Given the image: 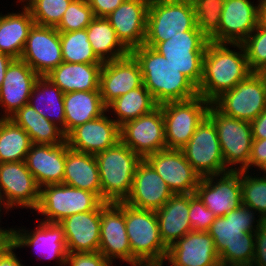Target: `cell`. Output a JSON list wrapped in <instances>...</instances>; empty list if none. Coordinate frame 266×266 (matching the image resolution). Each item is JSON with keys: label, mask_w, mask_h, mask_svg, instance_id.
Returning <instances> with one entry per match:
<instances>
[{"label": "cell", "mask_w": 266, "mask_h": 266, "mask_svg": "<svg viewBox=\"0 0 266 266\" xmlns=\"http://www.w3.org/2000/svg\"><path fill=\"white\" fill-rule=\"evenodd\" d=\"M18 1L21 3L23 2V6H26L31 0H18Z\"/></svg>", "instance_id": "cell-58"}, {"label": "cell", "mask_w": 266, "mask_h": 266, "mask_svg": "<svg viewBox=\"0 0 266 266\" xmlns=\"http://www.w3.org/2000/svg\"><path fill=\"white\" fill-rule=\"evenodd\" d=\"M40 76L21 59H14L8 66L0 87V107L10 118L22 106L28 104L33 86Z\"/></svg>", "instance_id": "cell-26"}, {"label": "cell", "mask_w": 266, "mask_h": 266, "mask_svg": "<svg viewBox=\"0 0 266 266\" xmlns=\"http://www.w3.org/2000/svg\"><path fill=\"white\" fill-rule=\"evenodd\" d=\"M39 222L35 231L16 228L10 241L19 249L35 247L34 250H38L40 255L42 253L43 259H56L60 266H65L68 251L63 227L59 223Z\"/></svg>", "instance_id": "cell-21"}, {"label": "cell", "mask_w": 266, "mask_h": 266, "mask_svg": "<svg viewBox=\"0 0 266 266\" xmlns=\"http://www.w3.org/2000/svg\"><path fill=\"white\" fill-rule=\"evenodd\" d=\"M249 173L240 171L242 205L258 212L257 216L266 222V176L258 174L253 177Z\"/></svg>", "instance_id": "cell-41"}, {"label": "cell", "mask_w": 266, "mask_h": 266, "mask_svg": "<svg viewBox=\"0 0 266 266\" xmlns=\"http://www.w3.org/2000/svg\"><path fill=\"white\" fill-rule=\"evenodd\" d=\"M63 184L95 193L102 200L99 168L95 155L66 150Z\"/></svg>", "instance_id": "cell-30"}, {"label": "cell", "mask_w": 266, "mask_h": 266, "mask_svg": "<svg viewBox=\"0 0 266 266\" xmlns=\"http://www.w3.org/2000/svg\"><path fill=\"white\" fill-rule=\"evenodd\" d=\"M95 17H106L112 13L124 0H87Z\"/></svg>", "instance_id": "cell-49"}, {"label": "cell", "mask_w": 266, "mask_h": 266, "mask_svg": "<svg viewBox=\"0 0 266 266\" xmlns=\"http://www.w3.org/2000/svg\"><path fill=\"white\" fill-rule=\"evenodd\" d=\"M120 141L142 159L166 149L165 124L161 107L158 106L152 112L120 126Z\"/></svg>", "instance_id": "cell-14"}, {"label": "cell", "mask_w": 266, "mask_h": 266, "mask_svg": "<svg viewBox=\"0 0 266 266\" xmlns=\"http://www.w3.org/2000/svg\"><path fill=\"white\" fill-rule=\"evenodd\" d=\"M17 248L9 241L0 251V266H24L14 253Z\"/></svg>", "instance_id": "cell-50"}, {"label": "cell", "mask_w": 266, "mask_h": 266, "mask_svg": "<svg viewBox=\"0 0 266 266\" xmlns=\"http://www.w3.org/2000/svg\"><path fill=\"white\" fill-rule=\"evenodd\" d=\"M65 135L87 121L107 112L100 90L75 91L64 94Z\"/></svg>", "instance_id": "cell-32"}, {"label": "cell", "mask_w": 266, "mask_h": 266, "mask_svg": "<svg viewBox=\"0 0 266 266\" xmlns=\"http://www.w3.org/2000/svg\"><path fill=\"white\" fill-rule=\"evenodd\" d=\"M173 195L156 170L142 159L136 168L131 192L124 203L137 209L156 211Z\"/></svg>", "instance_id": "cell-24"}, {"label": "cell", "mask_w": 266, "mask_h": 266, "mask_svg": "<svg viewBox=\"0 0 266 266\" xmlns=\"http://www.w3.org/2000/svg\"><path fill=\"white\" fill-rule=\"evenodd\" d=\"M250 123L253 139H266V109Z\"/></svg>", "instance_id": "cell-51"}, {"label": "cell", "mask_w": 266, "mask_h": 266, "mask_svg": "<svg viewBox=\"0 0 266 266\" xmlns=\"http://www.w3.org/2000/svg\"><path fill=\"white\" fill-rule=\"evenodd\" d=\"M32 144L24 129L9 118H0V163L25 161Z\"/></svg>", "instance_id": "cell-38"}, {"label": "cell", "mask_w": 266, "mask_h": 266, "mask_svg": "<svg viewBox=\"0 0 266 266\" xmlns=\"http://www.w3.org/2000/svg\"><path fill=\"white\" fill-rule=\"evenodd\" d=\"M107 113L73 128L67 135L68 147L96 155L120 141V126Z\"/></svg>", "instance_id": "cell-19"}, {"label": "cell", "mask_w": 266, "mask_h": 266, "mask_svg": "<svg viewBox=\"0 0 266 266\" xmlns=\"http://www.w3.org/2000/svg\"><path fill=\"white\" fill-rule=\"evenodd\" d=\"M208 42L199 30L178 31L170 39L157 43L153 49L163 55L198 88Z\"/></svg>", "instance_id": "cell-10"}, {"label": "cell", "mask_w": 266, "mask_h": 266, "mask_svg": "<svg viewBox=\"0 0 266 266\" xmlns=\"http://www.w3.org/2000/svg\"><path fill=\"white\" fill-rule=\"evenodd\" d=\"M142 85L140 66L131 54L103 63L99 90L106 107L120 96Z\"/></svg>", "instance_id": "cell-20"}, {"label": "cell", "mask_w": 266, "mask_h": 266, "mask_svg": "<svg viewBox=\"0 0 266 266\" xmlns=\"http://www.w3.org/2000/svg\"><path fill=\"white\" fill-rule=\"evenodd\" d=\"M73 0H31L25 7L37 25L56 27Z\"/></svg>", "instance_id": "cell-42"}, {"label": "cell", "mask_w": 266, "mask_h": 266, "mask_svg": "<svg viewBox=\"0 0 266 266\" xmlns=\"http://www.w3.org/2000/svg\"><path fill=\"white\" fill-rule=\"evenodd\" d=\"M145 160L166 182L173 194L195 193L201 177L186 160L182 150H160L148 155Z\"/></svg>", "instance_id": "cell-18"}, {"label": "cell", "mask_w": 266, "mask_h": 266, "mask_svg": "<svg viewBox=\"0 0 266 266\" xmlns=\"http://www.w3.org/2000/svg\"><path fill=\"white\" fill-rule=\"evenodd\" d=\"M130 54L140 66L143 85L158 105L198 95L197 87L152 47L143 44Z\"/></svg>", "instance_id": "cell-3"}, {"label": "cell", "mask_w": 266, "mask_h": 266, "mask_svg": "<svg viewBox=\"0 0 266 266\" xmlns=\"http://www.w3.org/2000/svg\"><path fill=\"white\" fill-rule=\"evenodd\" d=\"M259 170H261L260 173L262 172V174L264 173V176H266V162Z\"/></svg>", "instance_id": "cell-56"}, {"label": "cell", "mask_w": 266, "mask_h": 266, "mask_svg": "<svg viewBox=\"0 0 266 266\" xmlns=\"http://www.w3.org/2000/svg\"><path fill=\"white\" fill-rule=\"evenodd\" d=\"M103 201L93 192L67 186L51 184L40 188L36 212L45 218L42 221L60 223L77 213L96 210Z\"/></svg>", "instance_id": "cell-8"}, {"label": "cell", "mask_w": 266, "mask_h": 266, "mask_svg": "<svg viewBox=\"0 0 266 266\" xmlns=\"http://www.w3.org/2000/svg\"><path fill=\"white\" fill-rule=\"evenodd\" d=\"M255 254L251 266H266V222H262L254 236Z\"/></svg>", "instance_id": "cell-47"}, {"label": "cell", "mask_w": 266, "mask_h": 266, "mask_svg": "<svg viewBox=\"0 0 266 266\" xmlns=\"http://www.w3.org/2000/svg\"><path fill=\"white\" fill-rule=\"evenodd\" d=\"M63 62L103 64L95 55L86 29L60 32Z\"/></svg>", "instance_id": "cell-39"}, {"label": "cell", "mask_w": 266, "mask_h": 266, "mask_svg": "<svg viewBox=\"0 0 266 266\" xmlns=\"http://www.w3.org/2000/svg\"><path fill=\"white\" fill-rule=\"evenodd\" d=\"M212 104L224 115L253 121L266 109V85L261 73L252 72Z\"/></svg>", "instance_id": "cell-11"}, {"label": "cell", "mask_w": 266, "mask_h": 266, "mask_svg": "<svg viewBox=\"0 0 266 266\" xmlns=\"http://www.w3.org/2000/svg\"><path fill=\"white\" fill-rule=\"evenodd\" d=\"M207 117L216 127L227 169L229 171L244 170L248 166L254 140L251 123L226 116L213 104L209 107Z\"/></svg>", "instance_id": "cell-7"}, {"label": "cell", "mask_w": 266, "mask_h": 266, "mask_svg": "<svg viewBox=\"0 0 266 266\" xmlns=\"http://www.w3.org/2000/svg\"><path fill=\"white\" fill-rule=\"evenodd\" d=\"M125 225L132 255L143 266H163L168 247L161 238L156 211L125 203Z\"/></svg>", "instance_id": "cell-5"}, {"label": "cell", "mask_w": 266, "mask_h": 266, "mask_svg": "<svg viewBox=\"0 0 266 266\" xmlns=\"http://www.w3.org/2000/svg\"><path fill=\"white\" fill-rule=\"evenodd\" d=\"M112 266V263L98 252L68 253L65 266Z\"/></svg>", "instance_id": "cell-46"}, {"label": "cell", "mask_w": 266, "mask_h": 266, "mask_svg": "<svg viewBox=\"0 0 266 266\" xmlns=\"http://www.w3.org/2000/svg\"><path fill=\"white\" fill-rule=\"evenodd\" d=\"M9 119L24 129L33 144L59 145L66 141L63 130L29 104L22 106Z\"/></svg>", "instance_id": "cell-34"}, {"label": "cell", "mask_w": 266, "mask_h": 266, "mask_svg": "<svg viewBox=\"0 0 266 266\" xmlns=\"http://www.w3.org/2000/svg\"><path fill=\"white\" fill-rule=\"evenodd\" d=\"M99 252L112 264L121 259L131 266H143L133 255L125 225V203L103 202Z\"/></svg>", "instance_id": "cell-12"}, {"label": "cell", "mask_w": 266, "mask_h": 266, "mask_svg": "<svg viewBox=\"0 0 266 266\" xmlns=\"http://www.w3.org/2000/svg\"><path fill=\"white\" fill-rule=\"evenodd\" d=\"M20 13H0V53L20 59L29 32L35 24L30 11L21 7Z\"/></svg>", "instance_id": "cell-33"}, {"label": "cell", "mask_w": 266, "mask_h": 266, "mask_svg": "<svg viewBox=\"0 0 266 266\" xmlns=\"http://www.w3.org/2000/svg\"><path fill=\"white\" fill-rule=\"evenodd\" d=\"M13 60L9 55L0 53V87L3 84L6 70Z\"/></svg>", "instance_id": "cell-53"}, {"label": "cell", "mask_w": 266, "mask_h": 266, "mask_svg": "<svg viewBox=\"0 0 266 266\" xmlns=\"http://www.w3.org/2000/svg\"><path fill=\"white\" fill-rule=\"evenodd\" d=\"M103 202H124L129 196L133 177L142 158L119 141L95 155Z\"/></svg>", "instance_id": "cell-4"}, {"label": "cell", "mask_w": 266, "mask_h": 266, "mask_svg": "<svg viewBox=\"0 0 266 266\" xmlns=\"http://www.w3.org/2000/svg\"><path fill=\"white\" fill-rule=\"evenodd\" d=\"M9 241L10 240L6 236L0 234V251Z\"/></svg>", "instance_id": "cell-55"}, {"label": "cell", "mask_w": 266, "mask_h": 266, "mask_svg": "<svg viewBox=\"0 0 266 266\" xmlns=\"http://www.w3.org/2000/svg\"><path fill=\"white\" fill-rule=\"evenodd\" d=\"M259 23L266 28V0L260 1Z\"/></svg>", "instance_id": "cell-54"}, {"label": "cell", "mask_w": 266, "mask_h": 266, "mask_svg": "<svg viewBox=\"0 0 266 266\" xmlns=\"http://www.w3.org/2000/svg\"><path fill=\"white\" fill-rule=\"evenodd\" d=\"M28 104L40 115L60 127L65 134L64 92L47 77H39Z\"/></svg>", "instance_id": "cell-35"}, {"label": "cell", "mask_w": 266, "mask_h": 266, "mask_svg": "<svg viewBox=\"0 0 266 266\" xmlns=\"http://www.w3.org/2000/svg\"><path fill=\"white\" fill-rule=\"evenodd\" d=\"M255 214L241 205L225 216L215 218L207 232L214 240L221 266H251L255 232L264 222L260 218L256 220Z\"/></svg>", "instance_id": "cell-1"}, {"label": "cell", "mask_w": 266, "mask_h": 266, "mask_svg": "<svg viewBox=\"0 0 266 266\" xmlns=\"http://www.w3.org/2000/svg\"><path fill=\"white\" fill-rule=\"evenodd\" d=\"M102 65L62 62L45 77L57 85L64 94L99 90Z\"/></svg>", "instance_id": "cell-31"}, {"label": "cell", "mask_w": 266, "mask_h": 266, "mask_svg": "<svg viewBox=\"0 0 266 266\" xmlns=\"http://www.w3.org/2000/svg\"><path fill=\"white\" fill-rule=\"evenodd\" d=\"M95 55L104 63L130 54L105 17H95L86 28Z\"/></svg>", "instance_id": "cell-36"}, {"label": "cell", "mask_w": 266, "mask_h": 266, "mask_svg": "<svg viewBox=\"0 0 266 266\" xmlns=\"http://www.w3.org/2000/svg\"><path fill=\"white\" fill-rule=\"evenodd\" d=\"M95 18L87 0H73L55 27L59 32L86 29Z\"/></svg>", "instance_id": "cell-44"}, {"label": "cell", "mask_w": 266, "mask_h": 266, "mask_svg": "<svg viewBox=\"0 0 266 266\" xmlns=\"http://www.w3.org/2000/svg\"><path fill=\"white\" fill-rule=\"evenodd\" d=\"M0 191L11 210L17 206L35 210L38 206L40 187L25 161L0 163Z\"/></svg>", "instance_id": "cell-17"}, {"label": "cell", "mask_w": 266, "mask_h": 266, "mask_svg": "<svg viewBox=\"0 0 266 266\" xmlns=\"http://www.w3.org/2000/svg\"><path fill=\"white\" fill-rule=\"evenodd\" d=\"M149 3L150 0H124L105 17L129 51L144 44Z\"/></svg>", "instance_id": "cell-22"}, {"label": "cell", "mask_w": 266, "mask_h": 266, "mask_svg": "<svg viewBox=\"0 0 266 266\" xmlns=\"http://www.w3.org/2000/svg\"><path fill=\"white\" fill-rule=\"evenodd\" d=\"M260 1L225 0L220 16L219 43H242L259 24Z\"/></svg>", "instance_id": "cell-25"}, {"label": "cell", "mask_w": 266, "mask_h": 266, "mask_svg": "<svg viewBox=\"0 0 266 266\" xmlns=\"http://www.w3.org/2000/svg\"><path fill=\"white\" fill-rule=\"evenodd\" d=\"M181 150L201 178L229 172L216 127L208 117L196 128L189 142Z\"/></svg>", "instance_id": "cell-13"}, {"label": "cell", "mask_w": 266, "mask_h": 266, "mask_svg": "<svg viewBox=\"0 0 266 266\" xmlns=\"http://www.w3.org/2000/svg\"><path fill=\"white\" fill-rule=\"evenodd\" d=\"M266 162V139H254L251 148V155L248 166L244 169L249 171L254 166L259 169Z\"/></svg>", "instance_id": "cell-48"}, {"label": "cell", "mask_w": 266, "mask_h": 266, "mask_svg": "<svg viewBox=\"0 0 266 266\" xmlns=\"http://www.w3.org/2000/svg\"><path fill=\"white\" fill-rule=\"evenodd\" d=\"M170 266H221L214 240L207 231H191L168 248Z\"/></svg>", "instance_id": "cell-23"}, {"label": "cell", "mask_w": 266, "mask_h": 266, "mask_svg": "<svg viewBox=\"0 0 266 266\" xmlns=\"http://www.w3.org/2000/svg\"><path fill=\"white\" fill-rule=\"evenodd\" d=\"M233 46L230 50L228 46ZM251 72L241 43L208 42L203 58L198 95L211 103L223 92L233 89Z\"/></svg>", "instance_id": "cell-2"}, {"label": "cell", "mask_w": 266, "mask_h": 266, "mask_svg": "<svg viewBox=\"0 0 266 266\" xmlns=\"http://www.w3.org/2000/svg\"><path fill=\"white\" fill-rule=\"evenodd\" d=\"M2 207L5 208L3 210L7 209L6 212L11 209L10 206L7 204L4 196L2 195V192L0 191V212L2 211V209H1ZM0 219H1V217H0ZM14 230H15L14 228H8V229L4 228L3 229L2 227H0V234L6 236L9 240H11L13 233H14Z\"/></svg>", "instance_id": "cell-52"}, {"label": "cell", "mask_w": 266, "mask_h": 266, "mask_svg": "<svg viewBox=\"0 0 266 266\" xmlns=\"http://www.w3.org/2000/svg\"><path fill=\"white\" fill-rule=\"evenodd\" d=\"M216 216L195 194H189V221L192 231H208Z\"/></svg>", "instance_id": "cell-45"}, {"label": "cell", "mask_w": 266, "mask_h": 266, "mask_svg": "<svg viewBox=\"0 0 266 266\" xmlns=\"http://www.w3.org/2000/svg\"><path fill=\"white\" fill-rule=\"evenodd\" d=\"M67 141L59 145L32 144L25 164L39 187L63 184Z\"/></svg>", "instance_id": "cell-27"}, {"label": "cell", "mask_w": 266, "mask_h": 266, "mask_svg": "<svg viewBox=\"0 0 266 266\" xmlns=\"http://www.w3.org/2000/svg\"><path fill=\"white\" fill-rule=\"evenodd\" d=\"M20 59L40 77H45L62 62L60 32L51 26L34 24Z\"/></svg>", "instance_id": "cell-16"}, {"label": "cell", "mask_w": 266, "mask_h": 266, "mask_svg": "<svg viewBox=\"0 0 266 266\" xmlns=\"http://www.w3.org/2000/svg\"><path fill=\"white\" fill-rule=\"evenodd\" d=\"M198 30L192 2L189 0H150L144 45L154 47L178 31Z\"/></svg>", "instance_id": "cell-6"}, {"label": "cell", "mask_w": 266, "mask_h": 266, "mask_svg": "<svg viewBox=\"0 0 266 266\" xmlns=\"http://www.w3.org/2000/svg\"><path fill=\"white\" fill-rule=\"evenodd\" d=\"M195 194L216 217L225 216L242 205L240 171L202 177Z\"/></svg>", "instance_id": "cell-15"}, {"label": "cell", "mask_w": 266, "mask_h": 266, "mask_svg": "<svg viewBox=\"0 0 266 266\" xmlns=\"http://www.w3.org/2000/svg\"><path fill=\"white\" fill-rule=\"evenodd\" d=\"M212 103L200 95L159 105L165 124L166 149L181 150L207 117Z\"/></svg>", "instance_id": "cell-9"}, {"label": "cell", "mask_w": 266, "mask_h": 266, "mask_svg": "<svg viewBox=\"0 0 266 266\" xmlns=\"http://www.w3.org/2000/svg\"><path fill=\"white\" fill-rule=\"evenodd\" d=\"M196 24L209 41L219 43L220 16L225 0H192Z\"/></svg>", "instance_id": "cell-40"}, {"label": "cell", "mask_w": 266, "mask_h": 266, "mask_svg": "<svg viewBox=\"0 0 266 266\" xmlns=\"http://www.w3.org/2000/svg\"><path fill=\"white\" fill-rule=\"evenodd\" d=\"M59 224L64 230L68 253L99 251L101 205L94 211L73 214Z\"/></svg>", "instance_id": "cell-28"}, {"label": "cell", "mask_w": 266, "mask_h": 266, "mask_svg": "<svg viewBox=\"0 0 266 266\" xmlns=\"http://www.w3.org/2000/svg\"><path fill=\"white\" fill-rule=\"evenodd\" d=\"M158 106L151 93L142 85L111 102L107 106V112L114 111L116 119L113 120L122 126L128 121L152 112Z\"/></svg>", "instance_id": "cell-37"}, {"label": "cell", "mask_w": 266, "mask_h": 266, "mask_svg": "<svg viewBox=\"0 0 266 266\" xmlns=\"http://www.w3.org/2000/svg\"><path fill=\"white\" fill-rule=\"evenodd\" d=\"M156 216L163 243L169 248L192 231L189 221V194H174L156 210Z\"/></svg>", "instance_id": "cell-29"}, {"label": "cell", "mask_w": 266, "mask_h": 266, "mask_svg": "<svg viewBox=\"0 0 266 266\" xmlns=\"http://www.w3.org/2000/svg\"><path fill=\"white\" fill-rule=\"evenodd\" d=\"M266 85V70L260 72Z\"/></svg>", "instance_id": "cell-57"}, {"label": "cell", "mask_w": 266, "mask_h": 266, "mask_svg": "<svg viewBox=\"0 0 266 266\" xmlns=\"http://www.w3.org/2000/svg\"><path fill=\"white\" fill-rule=\"evenodd\" d=\"M241 44L251 72L266 70V28L259 23Z\"/></svg>", "instance_id": "cell-43"}]
</instances>
